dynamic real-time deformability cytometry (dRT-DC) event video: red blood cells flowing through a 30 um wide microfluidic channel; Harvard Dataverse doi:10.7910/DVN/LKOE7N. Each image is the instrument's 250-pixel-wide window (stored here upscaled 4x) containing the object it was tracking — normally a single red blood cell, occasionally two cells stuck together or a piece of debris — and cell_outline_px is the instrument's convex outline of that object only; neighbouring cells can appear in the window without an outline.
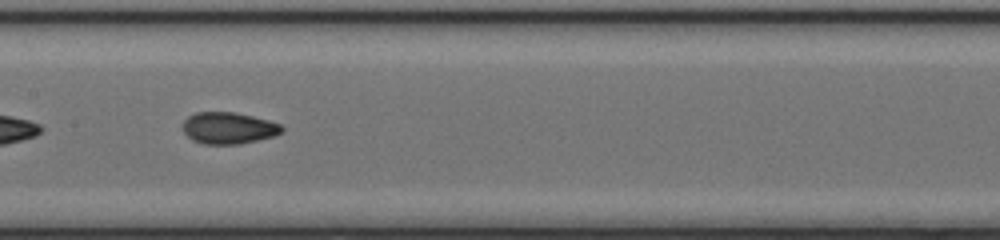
{"species": "common noctule bat (a hibernating species)", "species_latin": "Nyctalus noctula", "temperature_condition": "cold", "stored_images_in_passage": 29, "camera_frame_rate_fps": 3000, "um_per_image_px": 0.085, "animal": {"sex": "female", "body_mass_g": 17.0, "forearm_length_mm": 48.0}, "frame": {"image": 1, "passage_image": 13, "time_ms": 4.0, "image_size_px": [1000, 240], "cell_outline_px": [[284, 132], [276, 136], [236, 144], [204, 144], [192, 140], [184, 132], [184, 120], [188, 116], [196, 112], [236, 112], [268, 120], [280, 124], [284, 128]], "centroid_in_image_um": [19.45, 10.88], "position_along_channel_um": 187.9, "area_um2": 18.26}}
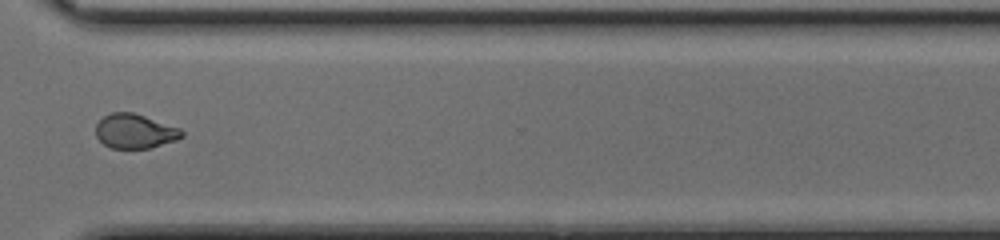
{"frame": {"image": 2, "passage_image": 25, "time_ms": 8.0, "image_size_px": [1000, 240], "cell_outline_px": [[184, 136], [176, 140], [148, 148], [112, 148], [104, 144], [96, 136], [96, 124], [104, 116], [112, 112], [132, 112], [180, 128], [184, 132]], "centroid_in_image_um": [11.46, 11.15], "position_along_channel_um": 359.1, "area_um2": 17.05}, "authors_computed_cell_mechanics": {"area_um2": 18.3226, "velocity_mm_per_s": 4.2824, "shape_relaxation_time_tau1_ms": 8.4804, "shape_relaxation_time_tau2_ms": 1.4768, "deformation_change_tau1": 0.1965, "deformation_change_tau2": 0.0618}}